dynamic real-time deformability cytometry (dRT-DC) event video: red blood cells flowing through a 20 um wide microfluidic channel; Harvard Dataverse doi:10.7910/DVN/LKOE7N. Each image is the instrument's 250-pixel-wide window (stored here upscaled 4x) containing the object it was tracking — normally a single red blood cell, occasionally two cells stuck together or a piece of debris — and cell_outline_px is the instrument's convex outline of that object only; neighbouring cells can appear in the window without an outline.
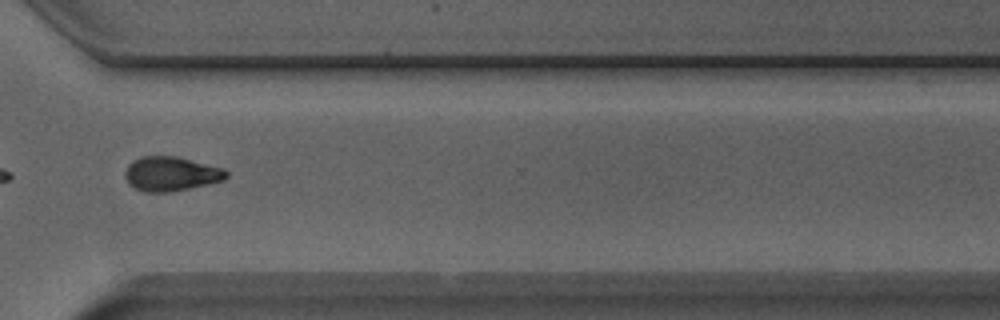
{"species": "Egyptian fruit bat (a non-hibernating species)", "species_latin": "Rousettus aegyptiacus", "temperature_condition": "room temperature", "stored_images_in_passage": 31, "camera_frame_rate_fps": 3000, "um_per_image_px": 0.085, "animal": {"sex": "male"}, "frame": {"image": 1, "passage_image": 22, "time_ms": 7.0, "image_size_px": [1000, 320], "cell_outline_px": [[228, 176], [224, 180], [208, 184], [168, 192], [144, 192], [128, 184], [124, 176], [128, 164], [140, 156], [176, 156], [224, 168], [228, 172]], "centroid_in_image_um": [14.53, 14.77], "position_along_channel_um": 356.1, "area_um2": 20.29}}